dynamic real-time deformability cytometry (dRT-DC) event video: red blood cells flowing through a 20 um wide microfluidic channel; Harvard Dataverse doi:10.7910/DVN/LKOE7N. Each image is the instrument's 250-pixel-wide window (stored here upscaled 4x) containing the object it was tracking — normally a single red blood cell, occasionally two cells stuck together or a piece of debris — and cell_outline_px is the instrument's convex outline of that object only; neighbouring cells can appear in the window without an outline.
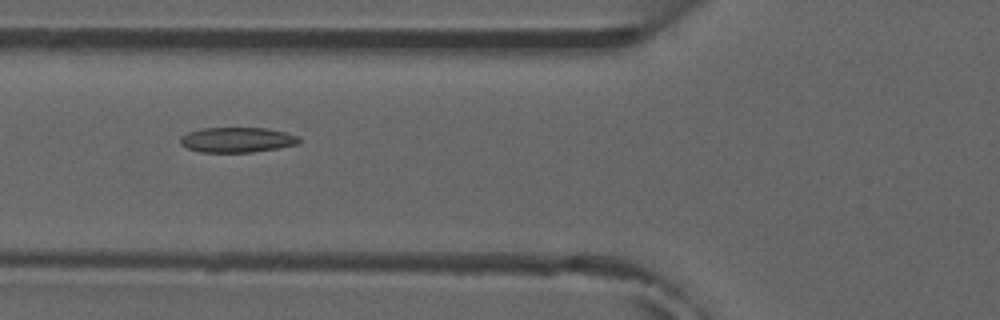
{"species": "common noctule bat (a hibernating species)", "species_latin": "Nyctalus noctula", "temperature_condition": "room temperature", "stored_images_in_passage": 5, "camera_frame_rate_fps": 3000, "um_per_image_px": 0.085, "animal": {"sex": "male", "forearm_length_mm": 52.5}, "frame": {"image": 1, "passage_image": 4, "time_ms": 3.333, "image_size_px": [1000, 320], "cell_outline_px": [[300, 144], [252, 152], [200, 152], [188, 148], [180, 144], [180, 136], [188, 132], [204, 128], [264, 128], [284, 132], [300, 136]], "centroid_in_image_um": [20.15, 11.88], "position_along_channel_um": 105.6, "area_um2": 17.34}}
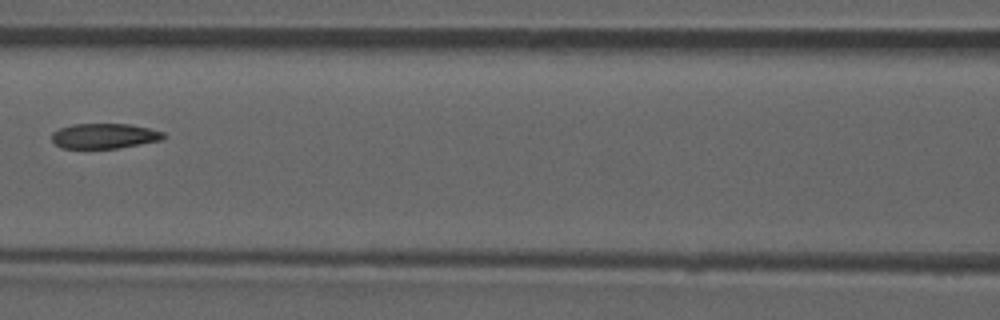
{"frame": {"image": 2, "passage_image": 5, "time_ms": 4.667, "image_size_px": [1000, 320], "cell_outline_px": [[164, 140], [120, 148], [64, 148], [56, 144], [52, 140], [52, 132], [60, 128], [72, 124], [132, 124], [164, 132]], "centroid_in_image_um": [8.9, 11.55], "position_along_channel_um": 157.7, "area_um2": 16.42}}